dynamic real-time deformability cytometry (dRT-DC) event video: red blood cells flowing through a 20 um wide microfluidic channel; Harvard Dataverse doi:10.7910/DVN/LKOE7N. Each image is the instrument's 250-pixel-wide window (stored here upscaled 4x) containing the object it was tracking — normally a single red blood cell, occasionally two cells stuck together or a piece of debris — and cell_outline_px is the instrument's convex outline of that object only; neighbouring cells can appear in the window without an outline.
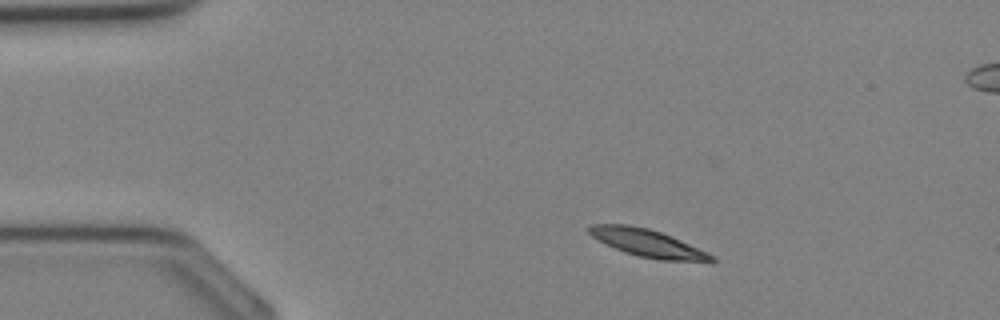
{"species": "Egyptian fruit bat (a non-hibernating species)", "species_latin": "Rousettus aegyptiacus", "temperature_condition": "cold", "stored_images_in_passage": 33, "segment_of_instrument_passage": [1, 2], "camera_frame_rate_fps": 3000, "um_per_image_px": 0.085, "animal": {"sex": "female"}, "frame": {"image": 1, "passage_image": 3, "time_ms": 0.667, "image_size_px": [1000, 320], "cell_outline_px": [[716, 260], [660, 260], [636, 256], [624, 252], [592, 236], [588, 232], [588, 228], [592, 224], [628, 224], [648, 228], [672, 236], [708, 252]], "centroid_in_image_um": [55.0, 20.64], "position_along_channel_um": 30.0, "area_um2": 19.19}}
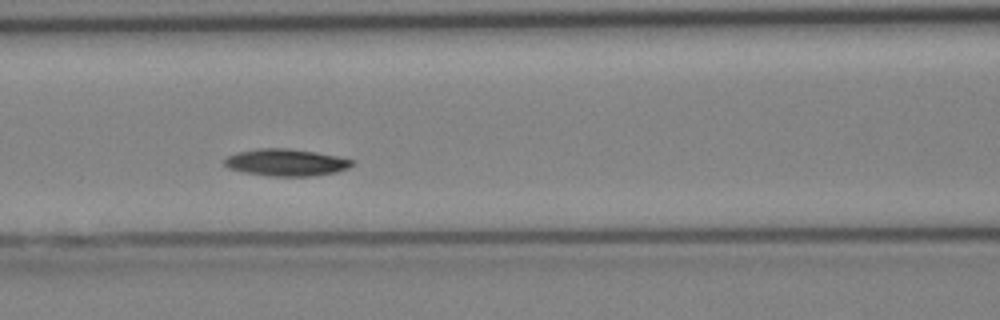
{"frame": {"image": 2, "passage_image": 12, "time_ms": 3.667, "image_size_px": [1000, 320], "cell_outline_px": [[356, 160], [348, 168], [336, 172], [312, 176], [268, 176], [244, 172], [228, 168], [224, 164], [224, 160], [228, 156], [236, 152], [256, 148], [288, 148], [316, 152]], "centroid_in_image_um": [24.3, 13.8], "position_along_channel_um": 142.3, "area_um2": 20.17}}
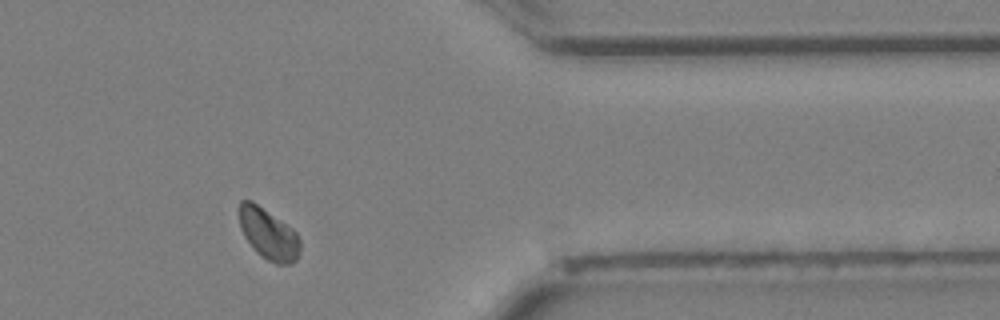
{"frame": {"image": 3, "passage_image": 26, "time_ms": 8.333, "image_size_px": [1000, 320], "cell_outline_px": [[300, 248], [296, 260], [292, 264], [276, 264], [260, 256], [252, 248], [244, 236], [240, 228], [240, 200], [252, 200], [292, 228], [296, 232], [300, 240]], "centroid_in_image_um": [22.82, 19.9], "position_along_channel_um": 388.6, "area_um2": 18.09}}